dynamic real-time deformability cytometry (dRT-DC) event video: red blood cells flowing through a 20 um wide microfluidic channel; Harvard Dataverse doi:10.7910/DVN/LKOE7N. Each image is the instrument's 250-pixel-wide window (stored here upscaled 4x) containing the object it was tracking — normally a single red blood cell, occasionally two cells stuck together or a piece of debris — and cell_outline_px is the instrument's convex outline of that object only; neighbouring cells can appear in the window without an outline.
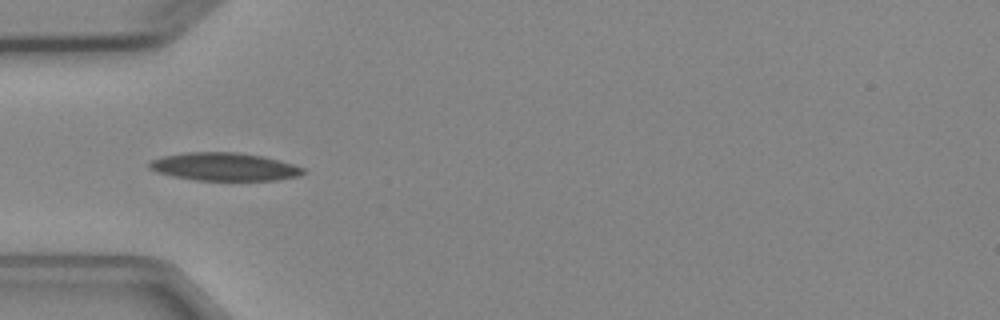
{"species": "Egyptian fruit bat (a non-hibernating species)", "species_latin": "Rousettus aegyptiacus", "temperature_condition": "cold", "stored_images_in_passage": 5, "camera_frame_rate_fps": 3000, "um_per_image_px": 0.085, "animal": {"sex": "female"}, "frame": {"image": 1, "passage_image": 3, "time_ms": 2.0, "image_size_px": [1000, 320], "cell_outline_px": [[304, 172], [296, 176], [276, 180], [196, 180], [172, 176], [156, 172], [148, 168], [148, 164], [152, 160], [160, 156], [188, 152], [240, 152], [264, 156], [280, 160], [304, 168]], "centroid_in_image_um": [19.02, 14.16], "position_along_channel_um": 66.0, "area_um2": 25.14}}